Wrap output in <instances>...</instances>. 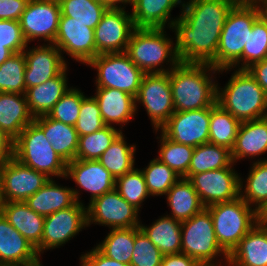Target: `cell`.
<instances>
[{"label": "cell", "mask_w": 267, "mask_h": 266, "mask_svg": "<svg viewBox=\"0 0 267 266\" xmlns=\"http://www.w3.org/2000/svg\"><path fill=\"white\" fill-rule=\"evenodd\" d=\"M30 0H0V20L19 21Z\"/></svg>", "instance_id": "49"}, {"label": "cell", "mask_w": 267, "mask_h": 266, "mask_svg": "<svg viewBox=\"0 0 267 266\" xmlns=\"http://www.w3.org/2000/svg\"><path fill=\"white\" fill-rule=\"evenodd\" d=\"M40 263H41V262H39V263H37V264H33V265H28V266H42Z\"/></svg>", "instance_id": "59"}, {"label": "cell", "mask_w": 267, "mask_h": 266, "mask_svg": "<svg viewBox=\"0 0 267 266\" xmlns=\"http://www.w3.org/2000/svg\"><path fill=\"white\" fill-rule=\"evenodd\" d=\"M79 191L57 185L53 178L24 202L30 209L44 217L68 208L79 201Z\"/></svg>", "instance_id": "25"}, {"label": "cell", "mask_w": 267, "mask_h": 266, "mask_svg": "<svg viewBox=\"0 0 267 266\" xmlns=\"http://www.w3.org/2000/svg\"><path fill=\"white\" fill-rule=\"evenodd\" d=\"M13 158L48 178H65L67 163L56 154L43 130L34 121L13 141Z\"/></svg>", "instance_id": "7"}, {"label": "cell", "mask_w": 267, "mask_h": 266, "mask_svg": "<svg viewBox=\"0 0 267 266\" xmlns=\"http://www.w3.org/2000/svg\"><path fill=\"white\" fill-rule=\"evenodd\" d=\"M167 202L171 208V215L180 222L189 220L201 212L205 206L192 183L185 178H180L167 192Z\"/></svg>", "instance_id": "31"}, {"label": "cell", "mask_w": 267, "mask_h": 266, "mask_svg": "<svg viewBox=\"0 0 267 266\" xmlns=\"http://www.w3.org/2000/svg\"><path fill=\"white\" fill-rule=\"evenodd\" d=\"M164 33V28H135L130 37L125 53L145 74L167 73L180 63L173 41ZM166 60L170 70L160 67Z\"/></svg>", "instance_id": "5"}, {"label": "cell", "mask_w": 267, "mask_h": 266, "mask_svg": "<svg viewBox=\"0 0 267 266\" xmlns=\"http://www.w3.org/2000/svg\"><path fill=\"white\" fill-rule=\"evenodd\" d=\"M163 254L143 233L135 227V242L130 266H161Z\"/></svg>", "instance_id": "46"}, {"label": "cell", "mask_w": 267, "mask_h": 266, "mask_svg": "<svg viewBox=\"0 0 267 266\" xmlns=\"http://www.w3.org/2000/svg\"><path fill=\"white\" fill-rule=\"evenodd\" d=\"M33 121L43 130L48 142L61 159L66 163L76 159L79 135L75 126L49 118L47 115L35 117Z\"/></svg>", "instance_id": "27"}, {"label": "cell", "mask_w": 267, "mask_h": 266, "mask_svg": "<svg viewBox=\"0 0 267 266\" xmlns=\"http://www.w3.org/2000/svg\"><path fill=\"white\" fill-rule=\"evenodd\" d=\"M181 223L166 215L149 227H139L163 255H168L181 253Z\"/></svg>", "instance_id": "32"}, {"label": "cell", "mask_w": 267, "mask_h": 266, "mask_svg": "<svg viewBox=\"0 0 267 266\" xmlns=\"http://www.w3.org/2000/svg\"><path fill=\"white\" fill-rule=\"evenodd\" d=\"M33 120L25 94L0 92V128L8 137L14 141Z\"/></svg>", "instance_id": "28"}, {"label": "cell", "mask_w": 267, "mask_h": 266, "mask_svg": "<svg viewBox=\"0 0 267 266\" xmlns=\"http://www.w3.org/2000/svg\"><path fill=\"white\" fill-rule=\"evenodd\" d=\"M161 266H202L197 260L184 253L163 255Z\"/></svg>", "instance_id": "51"}, {"label": "cell", "mask_w": 267, "mask_h": 266, "mask_svg": "<svg viewBox=\"0 0 267 266\" xmlns=\"http://www.w3.org/2000/svg\"><path fill=\"white\" fill-rule=\"evenodd\" d=\"M5 161H0V205L3 203V170Z\"/></svg>", "instance_id": "56"}, {"label": "cell", "mask_w": 267, "mask_h": 266, "mask_svg": "<svg viewBox=\"0 0 267 266\" xmlns=\"http://www.w3.org/2000/svg\"><path fill=\"white\" fill-rule=\"evenodd\" d=\"M231 150L211 143L195 147L185 179L192 175L228 167L232 163Z\"/></svg>", "instance_id": "34"}, {"label": "cell", "mask_w": 267, "mask_h": 266, "mask_svg": "<svg viewBox=\"0 0 267 266\" xmlns=\"http://www.w3.org/2000/svg\"><path fill=\"white\" fill-rule=\"evenodd\" d=\"M211 107L189 111H175L160 128L174 142L197 147L209 143Z\"/></svg>", "instance_id": "15"}, {"label": "cell", "mask_w": 267, "mask_h": 266, "mask_svg": "<svg viewBox=\"0 0 267 266\" xmlns=\"http://www.w3.org/2000/svg\"><path fill=\"white\" fill-rule=\"evenodd\" d=\"M13 54L14 53L10 49L4 47V44L0 43V65Z\"/></svg>", "instance_id": "55"}, {"label": "cell", "mask_w": 267, "mask_h": 266, "mask_svg": "<svg viewBox=\"0 0 267 266\" xmlns=\"http://www.w3.org/2000/svg\"><path fill=\"white\" fill-rule=\"evenodd\" d=\"M87 225V208L83 203L56 211L45 217L43 236L40 245L36 248L38 255L47 249L66 244Z\"/></svg>", "instance_id": "12"}, {"label": "cell", "mask_w": 267, "mask_h": 266, "mask_svg": "<svg viewBox=\"0 0 267 266\" xmlns=\"http://www.w3.org/2000/svg\"><path fill=\"white\" fill-rule=\"evenodd\" d=\"M265 152H267V116L241 122L231 149L233 163L245 157L260 156Z\"/></svg>", "instance_id": "26"}, {"label": "cell", "mask_w": 267, "mask_h": 266, "mask_svg": "<svg viewBox=\"0 0 267 266\" xmlns=\"http://www.w3.org/2000/svg\"><path fill=\"white\" fill-rule=\"evenodd\" d=\"M264 13L258 5L235 4L223 26L216 57L209 63L219 72L231 70L242 62V53L254 22Z\"/></svg>", "instance_id": "3"}, {"label": "cell", "mask_w": 267, "mask_h": 266, "mask_svg": "<svg viewBox=\"0 0 267 266\" xmlns=\"http://www.w3.org/2000/svg\"><path fill=\"white\" fill-rule=\"evenodd\" d=\"M106 125L103 123L98 103L94 97H84L75 129L79 136L91 134L101 130Z\"/></svg>", "instance_id": "47"}, {"label": "cell", "mask_w": 267, "mask_h": 266, "mask_svg": "<svg viewBox=\"0 0 267 266\" xmlns=\"http://www.w3.org/2000/svg\"><path fill=\"white\" fill-rule=\"evenodd\" d=\"M209 71L215 74L219 70L209 63L180 62L169 71L175 111L208 108L217 103L218 85Z\"/></svg>", "instance_id": "2"}, {"label": "cell", "mask_w": 267, "mask_h": 266, "mask_svg": "<svg viewBox=\"0 0 267 266\" xmlns=\"http://www.w3.org/2000/svg\"><path fill=\"white\" fill-rule=\"evenodd\" d=\"M228 167L192 175L188 180L205 207L215 203L232 201L240 196V177Z\"/></svg>", "instance_id": "14"}, {"label": "cell", "mask_w": 267, "mask_h": 266, "mask_svg": "<svg viewBox=\"0 0 267 266\" xmlns=\"http://www.w3.org/2000/svg\"><path fill=\"white\" fill-rule=\"evenodd\" d=\"M84 97L85 95L81 91L71 87L49 111L47 116L62 123L75 126Z\"/></svg>", "instance_id": "45"}, {"label": "cell", "mask_w": 267, "mask_h": 266, "mask_svg": "<svg viewBox=\"0 0 267 266\" xmlns=\"http://www.w3.org/2000/svg\"><path fill=\"white\" fill-rule=\"evenodd\" d=\"M39 262L36 248L0 212V266H28Z\"/></svg>", "instance_id": "21"}, {"label": "cell", "mask_w": 267, "mask_h": 266, "mask_svg": "<svg viewBox=\"0 0 267 266\" xmlns=\"http://www.w3.org/2000/svg\"><path fill=\"white\" fill-rule=\"evenodd\" d=\"M234 72L223 90L217 87V104L240 122L266 117L267 94L263 88L247 69Z\"/></svg>", "instance_id": "4"}, {"label": "cell", "mask_w": 267, "mask_h": 266, "mask_svg": "<svg viewBox=\"0 0 267 266\" xmlns=\"http://www.w3.org/2000/svg\"><path fill=\"white\" fill-rule=\"evenodd\" d=\"M87 65L97 69V88H113L136 97L144 72L123 53H104L93 58Z\"/></svg>", "instance_id": "9"}, {"label": "cell", "mask_w": 267, "mask_h": 266, "mask_svg": "<svg viewBox=\"0 0 267 266\" xmlns=\"http://www.w3.org/2000/svg\"><path fill=\"white\" fill-rule=\"evenodd\" d=\"M80 261L81 266H130L107 257L97 247L81 255Z\"/></svg>", "instance_id": "50"}, {"label": "cell", "mask_w": 267, "mask_h": 266, "mask_svg": "<svg viewBox=\"0 0 267 266\" xmlns=\"http://www.w3.org/2000/svg\"><path fill=\"white\" fill-rule=\"evenodd\" d=\"M115 189L120 196L130 203L138 211L141 203L150 196L145 178L140 169L135 167L130 171L116 179Z\"/></svg>", "instance_id": "44"}, {"label": "cell", "mask_w": 267, "mask_h": 266, "mask_svg": "<svg viewBox=\"0 0 267 266\" xmlns=\"http://www.w3.org/2000/svg\"><path fill=\"white\" fill-rule=\"evenodd\" d=\"M23 53L26 59V90L56 77L67 67L61 51L54 44L37 46L28 51L26 48Z\"/></svg>", "instance_id": "19"}, {"label": "cell", "mask_w": 267, "mask_h": 266, "mask_svg": "<svg viewBox=\"0 0 267 266\" xmlns=\"http://www.w3.org/2000/svg\"><path fill=\"white\" fill-rule=\"evenodd\" d=\"M26 59L23 52L14 53L0 65V92L26 93Z\"/></svg>", "instance_id": "42"}, {"label": "cell", "mask_w": 267, "mask_h": 266, "mask_svg": "<svg viewBox=\"0 0 267 266\" xmlns=\"http://www.w3.org/2000/svg\"><path fill=\"white\" fill-rule=\"evenodd\" d=\"M181 0H129L132 5V19L135 28H164L166 23L170 28L173 27L176 19L169 22L171 10Z\"/></svg>", "instance_id": "30"}, {"label": "cell", "mask_w": 267, "mask_h": 266, "mask_svg": "<svg viewBox=\"0 0 267 266\" xmlns=\"http://www.w3.org/2000/svg\"><path fill=\"white\" fill-rule=\"evenodd\" d=\"M71 177L91 193L90 202L115 188V178L97 160L74 159L66 164L65 178Z\"/></svg>", "instance_id": "20"}, {"label": "cell", "mask_w": 267, "mask_h": 266, "mask_svg": "<svg viewBox=\"0 0 267 266\" xmlns=\"http://www.w3.org/2000/svg\"><path fill=\"white\" fill-rule=\"evenodd\" d=\"M74 20L68 16H60L54 45L76 61L88 64L96 57L94 29Z\"/></svg>", "instance_id": "17"}, {"label": "cell", "mask_w": 267, "mask_h": 266, "mask_svg": "<svg viewBox=\"0 0 267 266\" xmlns=\"http://www.w3.org/2000/svg\"><path fill=\"white\" fill-rule=\"evenodd\" d=\"M240 121L224 110L219 104L211 106L209 143L231 150L237 137Z\"/></svg>", "instance_id": "35"}, {"label": "cell", "mask_w": 267, "mask_h": 266, "mask_svg": "<svg viewBox=\"0 0 267 266\" xmlns=\"http://www.w3.org/2000/svg\"><path fill=\"white\" fill-rule=\"evenodd\" d=\"M103 1L107 2L110 6H118L119 3H122L123 5L125 3H129V0H103Z\"/></svg>", "instance_id": "57"}, {"label": "cell", "mask_w": 267, "mask_h": 266, "mask_svg": "<svg viewBox=\"0 0 267 266\" xmlns=\"http://www.w3.org/2000/svg\"><path fill=\"white\" fill-rule=\"evenodd\" d=\"M93 96L99 106L103 123L112 126V123L126 124L134 117L137 110L135 97L113 88H96Z\"/></svg>", "instance_id": "23"}, {"label": "cell", "mask_w": 267, "mask_h": 266, "mask_svg": "<svg viewBox=\"0 0 267 266\" xmlns=\"http://www.w3.org/2000/svg\"><path fill=\"white\" fill-rule=\"evenodd\" d=\"M0 212L31 245L35 248L40 245L44 216L30 209L25 202H3L0 205Z\"/></svg>", "instance_id": "24"}, {"label": "cell", "mask_w": 267, "mask_h": 266, "mask_svg": "<svg viewBox=\"0 0 267 266\" xmlns=\"http://www.w3.org/2000/svg\"><path fill=\"white\" fill-rule=\"evenodd\" d=\"M267 58V15L263 13L253 24L242 53L241 67L247 69L252 64Z\"/></svg>", "instance_id": "41"}, {"label": "cell", "mask_w": 267, "mask_h": 266, "mask_svg": "<svg viewBox=\"0 0 267 266\" xmlns=\"http://www.w3.org/2000/svg\"><path fill=\"white\" fill-rule=\"evenodd\" d=\"M67 67L56 77L26 90L27 105L35 118L47 115L61 97L70 89L67 86Z\"/></svg>", "instance_id": "29"}, {"label": "cell", "mask_w": 267, "mask_h": 266, "mask_svg": "<svg viewBox=\"0 0 267 266\" xmlns=\"http://www.w3.org/2000/svg\"><path fill=\"white\" fill-rule=\"evenodd\" d=\"M229 266H267V221L261 220L228 255Z\"/></svg>", "instance_id": "22"}, {"label": "cell", "mask_w": 267, "mask_h": 266, "mask_svg": "<svg viewBox=\"0 0 267 266\" xmlns=\"http://www.w3.org/2000/svg\"><path fill=\"white\" fill-rule=\"evenodd\" d=\"M135 102L145 107L157 132L175 112L169 72L144 74Z\"/></svg>", "instance_id": "10"}, {"label": "cell", "mask_w": 267, "mask_h": 266, "mask_svg": "<svg viewBox=\"0 0 267 266\" xmlns=\"http://www.w3.org/2000/svg\"><path fill=\"white\" fill-rule=\"evenodd\" d=\"M181 237V253L197 260L202 266H218L213 261L218 254H223L228 260V254L216 240L211 214L206 207L181 223Z\"/></svg>", "instance_id": "8"}, {"label": "cell", "mask_w": 267, "mask_h": 266, "mask_svg": "<svg viewBox=\"0 0 267 266\" xmlns=\"http://www.w3.org/2000/svg\"><path fill=\"white\" fill-rule=\"evenodd\" d=\"M247 70L267 94V58L252 64Z\"/></svg>", "instance_id": "52"}, {"label": "cell", "mask_w": 267, "mask_h": 266, "mask_svg": "<svg viewBox=\"0 0 267 266\" xmlns=\"http://www.w3.org/2000/svg\"><path fill=\"white\" fill-rule=\"evenodd\" d=\"M135 242V227L111 229L96 247L107 257L130 265Z\"/></svg>", "instance_id": "38"}, {"label": "cell", "mask_w": 267, "mask_h": 266, "mask_svg": "<svg viewBox=\"0 0 267 266\" xmlns=\"http://www.w3.org/2000/svg\"><path fill=\"white\" fill-rule=\"evenodd\" d=\"M213 221L215 237L229 255L240 240L261 220L262 216L240 196L232 201L206 207Z\"/></svg>", "instance_id": "6"}, {"label": "cell", "mask_w": 267, "mask_h": 266, "mask_svg": "<svg viewBox=\"0 0 267 266\" xmlns=\"http://www.w3.org/2000/svg\"><path fill=\"white\" fill-rule=\"evenodd\" d=\"M134 29L131 13L121 5L110 6L94 29L96 56L125 52Z\"/></svg>", "instance_id": "11"}, {"label": "cell", "mask_w": 267, "mask_h": 266, "mask_svg": "<svg viewBox=\"0 0 267 266\" xmlns=\"http://www.w3.org/2000/svg\"><path fill=\"white\" fill-rule=\"evenodd\" d=\"M60 16L58 0H30L19 20L26 42L42 38L54 44Z\"/></svg>", "instance_id": "16"}, {"label": "cell", "mask_w": 267, "mask_h": 266, "mask_svg": "<svg viewBox=\"0 0 267 266\" xmlns=\"http://www.w3.org/2000/svg\"><path fill=\"white\" fill-rule=\"evenodd\" d=\"M138 213L114 188L90 202L87 207V225L95 222L112 229L139 227Z\"/></svg>", "instance_id": "13"}, {"label": "cell", "mask_w": 267, "mask_h": 266, "mask_svg": "<svg viewBox=\"0 0 267 266\" xmlns=\"http://www.w3.org/2000/svg\"><path fill=\"white\" fill-rule=\"evenodd\" d=\"M158 159L170 167L178 176L184 178L191 163L195 147L177 143L167 138L161 132Z\"/></svg>", "instance_id": "40"}, {"label": "cell", "mask_w": 267, "mask_h": 266, "mask_svg": "<svg viewBox=\"0 0 267 266\" xmlns=\"http://www.w3.org/2000/svg\"><path fill=\"white\" fill-rule=\"evenodd\" d=\"M141 171L151 196L166 195L170 188L181 178L158 158L151 160L149 165Z\"/></svg>", "instance_id": "43"}, {"label": "cell", "mask_w": 267, "mask_h": 266, "mask_svg": "<svg viewBox=\"0 0 267 266\" xmlns=\"http://www.w3.org/2000/svg\"><path fill=\"white\" fill-rule=\"evenodd\" d=\"M237 4L241 5H258L265 7L267 5V0H235Z\"/></svg>", "instance_id": "54"}, {"label": "cell", "mask_w": 267, "mask_h": 266, "mask_svg": "<svg viewBox=\"0 0 267 266\" xmlns=\"http://www.w3.org/2000/svg\"><path fill=\"white\" fill-rule=\"evenodd\" d=\"M13 157V140L0 128V161H7Z\"/></svg>", "instance_id": "53"}, {"label": "cell", "mask_w": 267, "mask_h": 266, "mask_svg": "<svg viewBox=\"0 0 267 266\" xmlns=\"http://www.w3.org/2000/svg\"><path fill=\"white\" fill-rule=\"evenodd\" d=\"M61 16L74 18V21L95 29L110 5L103 0H58Z\"/></svg>", "instance_id": "37"}, {"label": "cell", "mask_w": 267, "mask_h": 266, "mask_svg": "<svg viewBox=\"0 0 267 266\" xmlns=\"http://www.w3.org/2000/svg\"><path fill=\"white\" fill-rule=\"evenodd\" d=\"M121 133L113 126H105L99 131L79 136L76 159L98 160Z\"/></svg>", "instance_id": "39"}, {"label": "cell", "mask_w": 267, "mask_h": 266, "mask_svg": "<svg viewBox=\"0 0 267 266\" xmlns=\"http://www.w3.org/2000/svg\"><path fill=\"white\" fill-rule=\"evenodd\" d=\"M235 0H190L172 27L176 52L182 63H210L218 49L220 35Z\"/></svg>", "instance_id": "1"}, {"label": "cell", "mask_w": 267, "mask_h": 266, "mask_svg": "<svg viewBox=\"0 0 267 266\" xmlns=\"http://www.w3.org/2000/svg\"><path fill=\"white\" fill-rule=\"evenodd\" d=\"M124 139L121 133L97 160L115 180L134 168L136 147L129 146Z\"/></svg>", "instance_id": "36"}, {"label": "cell", "mask_w": 267, "mask_h": 266, "mask_svg": "<svg viewBox=\"0 0 267 266\" xmlns=\"http://www.w3.org/2000/svg\"><path fill=\"white\" fill-rule=\"evenodd\" d=\"M264 13L267 15V5L264 7Z\"/></svg>", "instance_id": "60"}, {"label": "cell", "mask_w": 267, "mask_h": 266, "mask_svg": "<svg viewBox=\"0 0 267 266\" xmlns=\"http://www.w3.org/2000/svg\"><path fill=\"white\" fill-rule=\"evenodd\" d=\"M246 182L244 187L240 179V197L249 206L255 204L256 211L262 216L267 211V159L253 163Z\"/></svg>", "instance_id": "33"}, {"label": "cell", "mask_w": 267, "mask_h": 266, "mask_svg": "<svg viewBox=\"0 0 267 266\" xmlns=\"http://www.w3.org/2000/svg\"><path fill=\"white\" fill-rule=\"evenodd\" d=\"M262 220L267 221V211L262 215Z\"/></svg>", "instance_id": "58"}, {"label": "cell", "mask_w": 267, "mask_h": 266, "mask_svg": "<svg viewBox=\"0 0 267 266\" xmlns=\"http://www.w3.org/2000/svg\"><path fill=\"white\" fill-rule=\"evenodd\" d=\"M0 43L13 53L23 52L28 47L19 21L0 20Z\"/></svg>", "instance_id": "48"}, {"label": "cell", "mask_w": 267, "mask_h": 266, "mask_svg": "<svg viewBox=\"0 0 267 266\" xmlns=\"http://www.w3.org/2000/svg\"><path fill=\"white\" fill-rule=\"evenodd\" d=\"M49 180L44 173L24 166L12 157L4 164L3 202H24Z\"/></svg>", "instance_id": "18"}]
</instances>
